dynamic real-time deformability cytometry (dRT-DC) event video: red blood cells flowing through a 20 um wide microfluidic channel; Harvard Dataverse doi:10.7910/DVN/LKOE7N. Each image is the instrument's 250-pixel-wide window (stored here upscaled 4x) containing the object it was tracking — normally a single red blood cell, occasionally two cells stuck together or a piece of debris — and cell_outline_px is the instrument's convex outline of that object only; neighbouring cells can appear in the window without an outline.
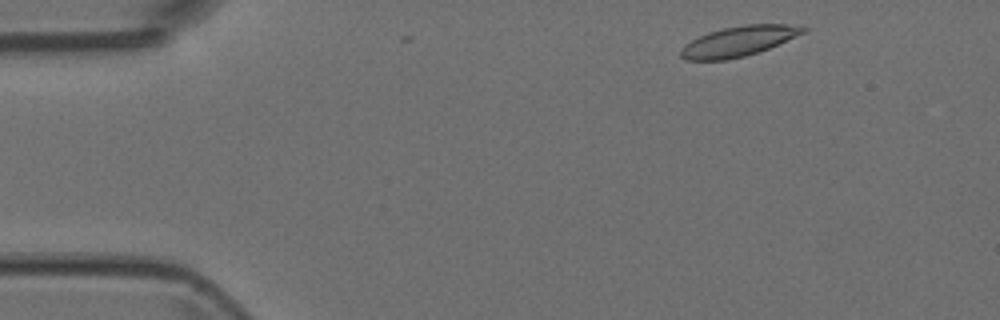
{"species": "Egyptian fruit bat (a non-hibernating species)", "species_latin": "Rousettus aegyptiacus", "temperature_condition": "room temperature", "stored_images_in_passage": 4, "camera_frame_rate_fps": 3000, "um_per_image_px": 0.085, "animal": {"sex": "female"}, "frame": {"image": 1, "passage_image": 2, "time_ms": 0.333, "image_size_px": [1000, 320], "cell_outline_px": [[808, 28], [804, 32], [768, 48], [744, 56], [724, 60], [684, 60], [680, 56], [680, 48], [684, 44], [708, 32], [724, 28], [744, 24], [804, 24]], "centroid_in_image_um": [62.77, 3.49], "position_along_channel_um": 22.2, "area_um2": 21.39}}